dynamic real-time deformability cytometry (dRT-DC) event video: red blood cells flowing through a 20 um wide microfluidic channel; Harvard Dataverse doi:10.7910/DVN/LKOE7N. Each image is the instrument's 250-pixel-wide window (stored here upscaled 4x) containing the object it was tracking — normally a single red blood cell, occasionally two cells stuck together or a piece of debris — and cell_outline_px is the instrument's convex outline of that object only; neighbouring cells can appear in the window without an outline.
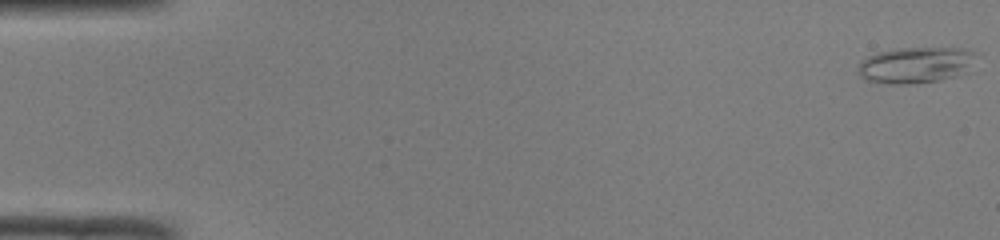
{"species": "common noctule bat (a hibernating species)", "species_latin": "Nyctalus noctula", "temperature_condition": "room temperature", "stored_images_in_passage": 50, "camera_frame_rate_fps": 3000, "um_per_image_px": 0.085, "animal": {"sex": "male", "body_mass_g": 19.0, "forearm_length_mm": 50.8}, "frame": {"image": 1, "passage_image": 1, "time_ms": 0.0, "image_size_px": [1000, 240], "cell_outline_px": [[972, 52], [968, 72], [956, 76], [940, 80], [912, 84], [888, 84], [864, 80], [856, 72], [860, 60], [876, 52], [900, 48], [968, 48]], "centroid_in_image_um": [77.73, 5.54], "position_along_channel_um": 7.3, "area_um2": 24.91}}
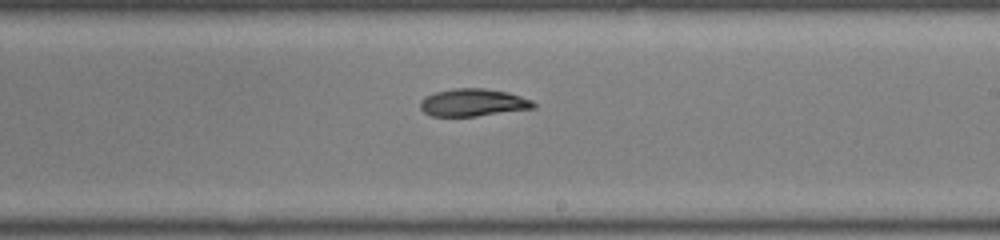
{"frame": {"image": 2, "passage_image": 30, "time_ms": 9.667, "image_size_px": [1000, 240], "cell_outline_px": [[536, 108], [476, 116], [432, 116], [424, 112], [420, 108], [420, 100], [424, 96], [436, 92], [456, 88], [484, 88], [508, 92], [532, 100], [536, 104]], "centroid_in_image_um": [40.21, 8.71], "position_along_channel_um": 248.8, "area_um2": 18.21}}
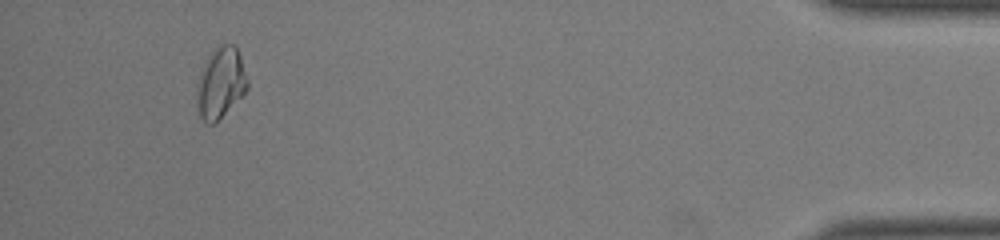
{"frame": {"image": 3, "passage_image": 47, "time_ms": 15.333, "image_size_px": [1000, 240], "cell_outline_px": [[248, 88], [216, 124], [208, 124], [200, 116], [196, 104], [196, 84], [200, 72], [208, 56], [220, 44], [236, 44], [248, 80]], "centroid_in_image_um": [18.73, 7.06], "position_along_channel_um": 416.5, "area_um2": 21.04}, "authors_computed_cell_mechanics": {"area_um2": 19.1896, "velocity_mm_per_s": 4.1182, "shape_relaxation_time_tau1_ms": 5.6397, "shape_relaxation_time_tau2_ms": null, "deformation_change_tau1": 0.1913, "deformation_change_tau2": null}}